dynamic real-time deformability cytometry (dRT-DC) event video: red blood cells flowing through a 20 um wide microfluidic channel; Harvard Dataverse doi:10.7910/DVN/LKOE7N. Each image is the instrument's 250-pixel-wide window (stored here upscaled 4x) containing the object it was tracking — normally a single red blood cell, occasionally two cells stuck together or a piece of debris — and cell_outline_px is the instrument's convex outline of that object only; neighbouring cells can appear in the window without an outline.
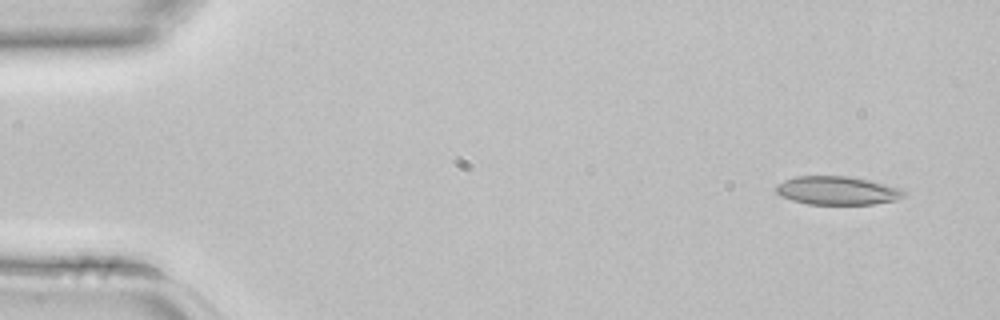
{"species": "common noctule bat (a hibernating species)", "species_latin": "Nyctalus noctula", "temperature_condition": "room temperature", "stored_images_in_passage": 3, "camera_frame_rate_fps": 3000, "um_per_image_px": 0.085, "animal": {"sex": "female", "body_mass_g": 22.7, "forearm_length_mm": 54.2}, "frame": {"image": 1, "passage_image": 1, "time_ms": 0.0, "image_size_px": [1000, 320], "cell_outline_px": [[908, 196], [896, 200], [872, 204], [808, 204], [792, 200], [780, 196], [776, 192], [776, 184], [784, 180], [796, 176], [848, 176], [868, 180], [904, 188], [908, 192]], "centroid_in_image_um": [71.22, 16.19], "position_along_channel_um": 13.8, "area_um2": 21.5}}
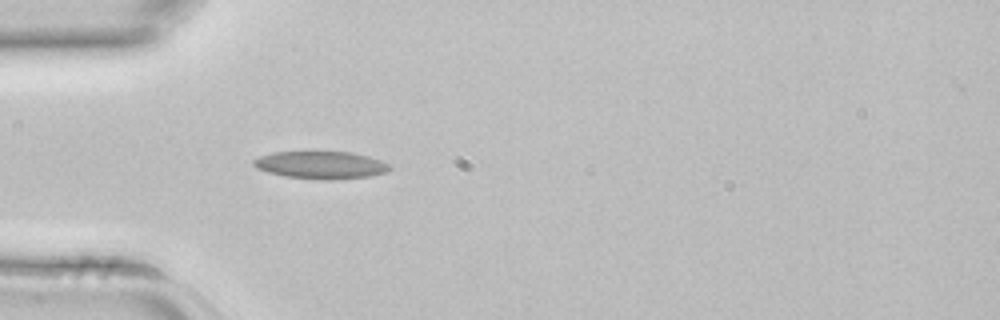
{"frame": {"image": 2, "passage_image": 3, "time_ms": 0.667, "image_size_px": [1000, 320], "cell_outline_px": [[392, 168], [388, 172], [368, 176], [336, 180], [320, 180], [288, 176], [268, 172], [256, 168], [252, 164], [252, 160], [260, 156], [272, 152], [352, 152], [368, 156], [380, 160], [388, 164]], "centroid_in_image_um": [27.28, 14.03], "position_along_channel_um": 57.7, "area_um2": 21.85}}